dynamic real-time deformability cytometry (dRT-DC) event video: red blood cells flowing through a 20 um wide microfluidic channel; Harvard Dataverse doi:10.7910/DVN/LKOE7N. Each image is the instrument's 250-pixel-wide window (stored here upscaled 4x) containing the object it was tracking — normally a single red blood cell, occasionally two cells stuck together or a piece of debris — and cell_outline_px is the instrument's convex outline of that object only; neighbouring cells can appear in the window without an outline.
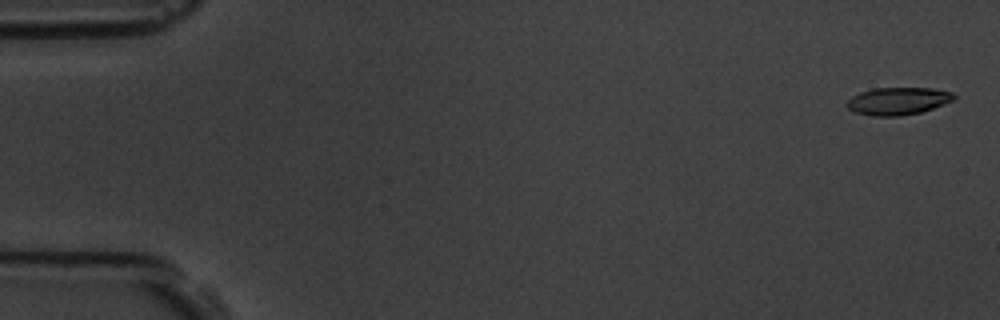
{"species": "common noctule bat (a hibernating species)", "species_latin": "Nyctalus noctula", "temperature_condition": "room temperature", "stored_images_in_passage": 4, "camera_frame_rate_fps": 3000, "um_per_image_px": 0.085, "animal": {"sex": "male", "body_mass_g": 19.5, "forearm_length_mm": 54.6}, "frame": {"image": 1, "passage_image": 1, "time_ms": 0.0, "image_size_px": [1000, 320], "cell_outline_px": [[956, 100], [920, 112], [900, 116], [872, 116], [856, 112], [848, 108], [844, 104], [852, 96], [860, 92], [872, 88], [932, 88], [952, 92], [956, 96]], "centroid_in_image_um": [76.33, 8.58], "position_along_channel_um": 8.7, "area_um2": 17.22}}
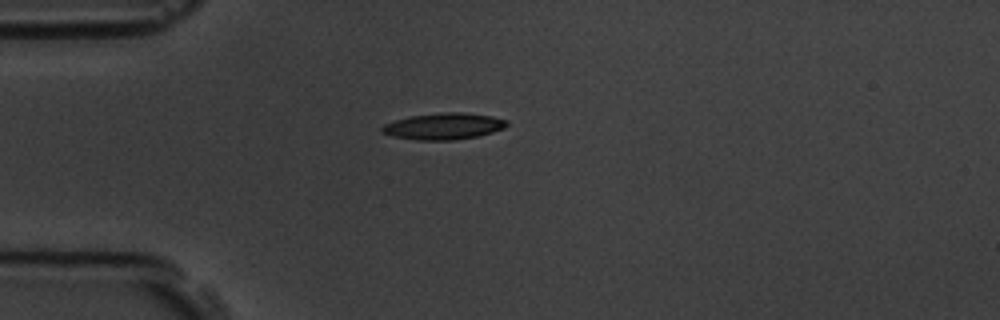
{"frame": {"image": 2, "passage_image": 4, "time_ms": 4.333, "image_size_px": [1000, 320], "cell_outline_px": [[508, 124], [504, 128], [492, 132], [476, 136], [452, 140], [416, 140], [392, 136], [380, 132], [380, 128], [384, 124], [396, 120], [412, 116], [444, 112], [464, 112], [492, 116], [508, 120]], "centroid_in_image_um": [37.71, 10.73], "position_along_channel_um": 47.3, "area_um2": 19.19}}